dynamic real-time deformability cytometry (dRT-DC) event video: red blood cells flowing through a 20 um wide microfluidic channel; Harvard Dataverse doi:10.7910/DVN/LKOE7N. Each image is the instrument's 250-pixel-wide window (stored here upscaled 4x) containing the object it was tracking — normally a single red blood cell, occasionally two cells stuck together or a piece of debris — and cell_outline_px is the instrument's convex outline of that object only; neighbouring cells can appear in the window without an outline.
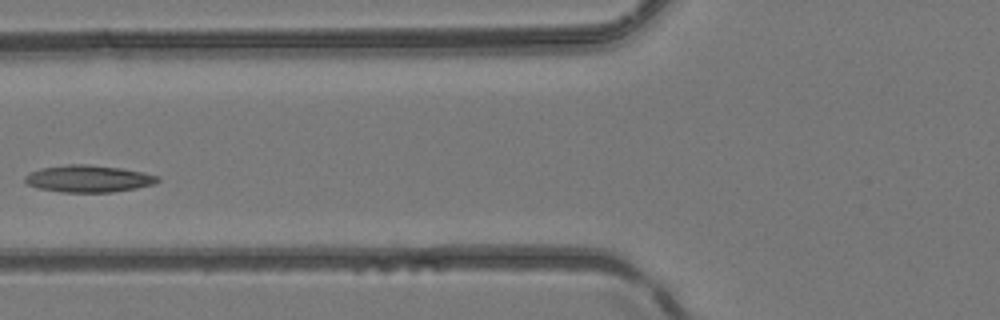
{"species": "common noctule bat (a hibernating species)", "species_latin": "Nyctalus noctula", "temperature_condition": "room temperature", "stored_images_in_passage": 4, "camera_frame_rate_fps": 3000, "um_per_image_px": 0.085, "animal": {"sex": "female", "body_mass_g": 24.6, "forearm_length_mm": 56.2}, "frame": {"image": 1, "passage_image": 4, "time_ms": 1.0, "image_size_px": [1000, 320], "cell_outline_px": [[160, 180], [152, 184], [136, 188], [112, 192], [60, 192], [40, 188], [28, 184], [24, 180], [24, 176], [40, 168], [68, 164], [88, 164], [120, 168], [144, 172], [160, 176]], "centroid_in_image_um": [7.53, 15.18], "position_along_channel_um": 118.3, "area_um2": 20.81}}